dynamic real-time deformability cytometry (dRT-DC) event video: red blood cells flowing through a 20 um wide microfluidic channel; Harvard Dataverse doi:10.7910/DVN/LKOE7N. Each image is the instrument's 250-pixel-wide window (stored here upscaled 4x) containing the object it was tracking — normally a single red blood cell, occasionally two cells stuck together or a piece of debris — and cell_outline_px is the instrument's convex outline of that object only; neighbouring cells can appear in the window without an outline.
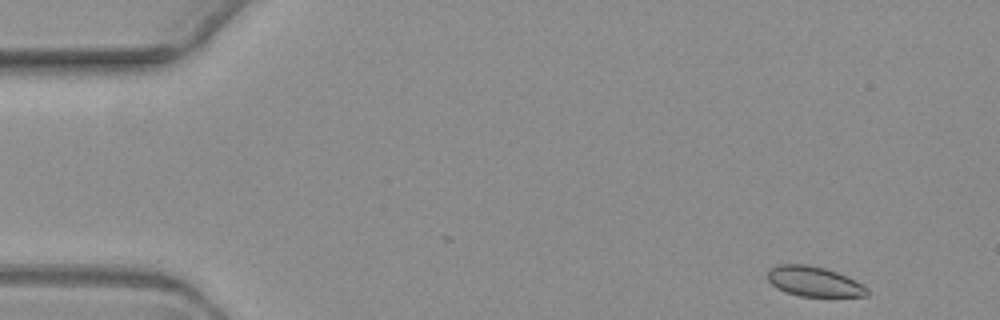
{"species": "common noctule bat (a hibernating species)", "species_latin": "Nyctalus noctula", "temperature_condition": "warm", "stored_images_in_passage": 5, "camera_frame_rate_fps": 3000, "um_per_image_px": 0.085, "animal": {"sex": "female", "body_mass_g": 19.3, "forearm_length_mm": 54.1}, "frame": {"image": 1, "passage_image": 1, "time_ms": 0.0, "image_size_px": [1000, 320], "cell_outline_px": [[868, 296], [800, 296], [776, 288], [768, 280], [768, 272], [772, 268], [780, 264], [804, 264], [824, 268], [836, 272], [856, 280], [864, 284], [868, 288]], "centroid_in_image_um": [69.22, 23.93], "position_along_channel_um": 15.8, "area_um2": 17.22}}
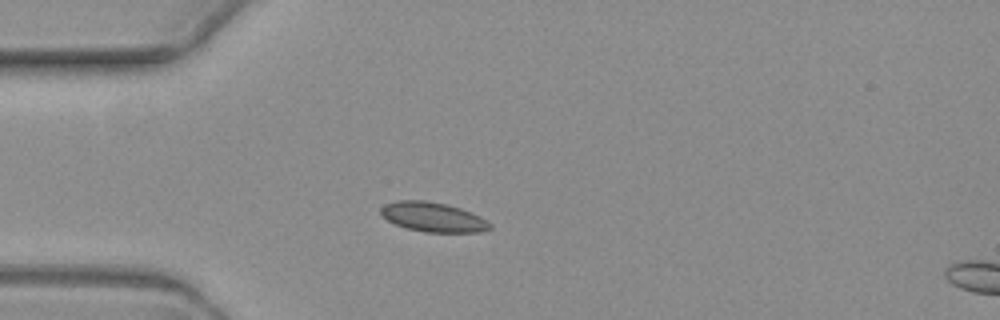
{"frame": {"image": 2, "passage_image": 4, "time_ms": 3.667, "image_size_px": [1000, 320], "cell_outline_px": [[492, 228], [480, 232], [424, 232], [404, 228], [388, 220], [380, 212], [380, 208], [384, 204], [396, 200], [424, 200], [448, 204], [472, 212], [480, 216], [492, 224]], "centroid_in_image_um": [36.81, 18.44], "position_along_channel_um": 48.2, "area_um2": 18.96}}